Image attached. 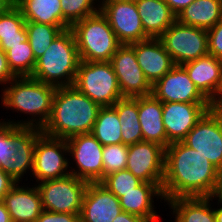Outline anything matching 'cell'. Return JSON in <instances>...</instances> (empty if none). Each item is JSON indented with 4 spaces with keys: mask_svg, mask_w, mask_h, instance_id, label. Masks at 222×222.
I'll use <instances>...</instances> for the list:
<instances>
[{
    "mask_svg": "<svg viewBox=\"0 0 222 222\" xmlns=\"http://www.w3.org/2000/svg\"><path fill=\"white\" fill-rule=\"evenodd\" d=\"M25 27L35 60L41 57L53 40L63 32L59 26L31 21H26Z\"/></svg>",
    "mask_w": 222,
    "mask_h": 222,
    "instance_id": "4dcf8cb0",
    "label": "cell"
},
{
    "mask_svg": "<svg viewBox=\"0 0 222 222\" xmlns=\"http://www.w3.org/2000/svg\"><path fill=\"white\" fill-rule=\"evenodd\" d=\"M17 182L13 180L7 173L0 169V201L3 200L4 195L11 190Z\"/></svg>",
    "mask_w": 222,
    "mask_h": 222,
    "instance_id": "ab89813d",
    "label": "cell"
},
{
    "mask_svg": "<svg viewBox=\"0 0 222 222\" xmlns=\"http://www.w3.org/2000/svg\"><path fill=\"white\" fill-rule=\"evenodd\" d=\"M208 54L222 60V19L207 30Z\"/></svg>",
    "mask_w": 222,
    "mask_h": 222,
    "instance_id": "8d00e7d4",
    "label": "cell"
},
{
    "mask_svg": "<svg viewBox=\"0 0 222 222\" xmlns=\"http://www.w3.org/2000/svg\"><path fill=\"white\" fill-rule=\"evenodd\" d=\"M211 197L222 201V168L218 170L217 184Z\"/></svg>",
    "mask_w": 222,
    "mask_h": 222,
    "instance_id": "ee69618b",
    "label": "cell"
},
{
    "mask_svg": "<svg viewBox=\"0 0 222 222\" xmlns=\"http://www.w3.org/2000/svg\"><path fill=\"white\" fill-rule=\"evenodd\" d=\"M36 222H81L80 214L56 213L43 210Z\"/></svg>",
    "mask_w": 222,
    "mask_h": 222,
    "instance_id": "74e56055",
    "label": "cell"
},
{
    "mask_svg": "<svg viewBox=\"0 0 222 222\" xmlns=\"http://www.w3.org/2000/svg\"><path fill=\"white\" fill-rule=\"evenodd\" d=\"M112 107L117 111L121 122L122 144L131 145L143 141L138 113V97H123Z\"/></svg>",
    "mask_w": 222,
    "mask_h": 222,
    "instance_id": "83f0119b",
    "label": "cell"
},
{
    "mask_svg": "<svg viewBox=\"0 0 222 222\" xmlns=\"http://www.w3.org/2000/svg\"><path fill=\"white\" fill-rule=\"evenodd\" d=\"M56 88V86L43 83L31 76L15 77L1 88L0 105L6 110L26 114L27 119L24 117L25 120L11 118L2 120L1 118L0 122L43 129L51 116Z\"/></svg>",
    "mask_w": 222,
    "mask_h": 222,
    "instance_id": "7a4b0ae2",
    "label": "cell"
},
{
    "mask_svg": "<svg viewBox=\"0 0 222 222\" xmlns=\"http://www.w3.org/2000/svg\"><path fill=\"white\" fill-rule=\"evenodd\" d=\"M213 200L215 201V205L217 203V207H214V214H215V219L216 222H222V201L217 200L213 198ZM219 207V208H218Z\"/></svg>",
    "mask_w": 222,
    "mask_h": 222,
    "instance_id": "bcb514c9",
    "label": "cell"
},
{
    "mask_svg": "<svg viewBox=\"0 0 222 222\" xmlns=\"http://www.w3.org/2000/svg\"><path fill=\"white\" fill-rule=\"evenodd\" d=\"M210 109H212L211 103L162 102L163 124L168 146L183 141Z\"/></svg>",
    "mask_w": 222,
    "mask_h": 222,
    "instance_id": "9a60e30c",
    "label": "cell"
},
{
    "mask_svg": "<svg viewBox=\"0 0 222 222\" xmlns=\"http://www.w3.org/2000/svg\"><path fill=\"white\" fill-rule=\"evenodd\" d=\"M100 108L74 86L57 87L51 116L42 133L65 140L75 135L91 133Z\"/></svg>",
    "mask_w": 222,
    "mask_h": 222,
    "instance_id": "3957f363",
    "label": "cell"
},
{
    "mask_svg": "<svg viewBox=\"0 0 222 222\" xmlns=\"http://www.w3.org/2000/svg\"><path fill=\"white\" fill-rule=\"evenodd\" d=\"M67 145L70 173L88 183L100 182L103 179V145L91 133L72 136L67 139Z\"/></svg>",
    "mask_w": 222,
    "mask_h": 222,
    "instance_id": "30bf717a",
    "label": "cell"
},
{
    "mask_svg": "<svg viewBox=\"0 0 222 222\" xmlns=\"http://www.w3.org/2000/svg\"><path fill=\"white\" fill-rule=\"evenodd\" d=\"M15 77L9 68L6 52L0 48V87L3 88Z\"/></svg>",
    "mask_w": 222,
    "mask_h": 222,
    "instance_id": "f35d334b",
    "label": "cell"
},
{
    "mask_svg": "<svg viewBox=\"0 0 222 222\" xmlns=\"http://www.w3.org/2000/svg\"><path fill=\"white\" fill-rule=\"evenodd\" d=\"M165 203L172 211L171 222H216L213 197H177Z\"/></svg>",
    "mask_w": 222,
    "mask_h": 222,
    "instance_id": "cb8c5ba5",
    "label": "cell"
},
{
    "mask_svg": "<svg viewBox=\"0 0 222 222\" xmlns=\"http://www.w3.org/2000/svg\"><path fill=\"white\" fill-rule=\"evenodd\" d=\"M117 76L123 97H141L152 93V86L141 70L134 49L122 44L109 61Z\"/></svg>",
    "mask_w": 222,
    "mask_h": 222,
    "instance_id": "4fadbf2b",
    "label": "cell"
},
{
    "mask_svg": "<svg viewBox=\"0 0 222 222\" xmlns=\"http://www.w3.org/2000/svg\"><path fill=\"white\" fill-rule=\"evenodd\" d=\"M135 3L144 31L150 38H159L176 21V15L164 0H138Z\"/></svg>",
    "mask_w": 222,
    "mask_h": 222,
    "instance_id": "d4e9b609",
    "label": "cell"
},
{
    "mask_svg": "<svg viewBox=\"0 0 222 222\" xmlns=\"http://www.w3.org/2000/svg\"><path fill=\"white\" fill-rule=\"evenodd\" d=\"M16 153L12 144V125L0 122V169L5 172V163Z\"/></svg>",
    "mask_w": 222,
    "mask_h": 222,
    "instance_id": "d590c367",
    "label": "cell"
},
{
    "mask_svg": "<svg viewBox=\"0 0 222 222\" xmlns=\"http://www.w3.org/2000/svg\"><path fill=\"white\" fill-rule=\"evenodd\" d=\"M70 29L73 31L82 61L109 62L122 45L100 10L77 21Z\"/></svg>",
    "mask_w": 222,
    "mask_h": 222,
    "instance_id": "5b68a950",
    "label": "cell"
},
{
    "mask_svg": "<svg viewBox=\"0 0 222 222\" xmlns=\"http://www.w3.org/2000/svg\"><path fill=\"white\" fill-rule=\"evenodd\" d=\"M44 210L80 214L83 198L88 186V182L69 174L68 176L45 180L35 184Z\"/></svg>",
    "mask_w": 222,
    "mask_h": 222,
    "instance_id": "52a82bcc",
    "label": "cell"
},
{
    "mask_svg": "<svg viewBox=\"0 0 222 222\" xmlns=\"http://www.w3.org/2000/svg\"><path fill=\"white\" fill-rule=\"evenodd\" d=\"M183 142L202 154L220 170L222 168V113L220 110H208Z\"/></svg>",
    "mask_w": 222,
    "mask_h": 222,
    "instance_id": "8fae6325",
    "label": "cell"
},
{
    "mask_svg": "<svg viewBox=\"0 0 222 222\" xmlns=\"http://www.w3.org/2000/svg\"><path fill=\"white\" fill-rule=\"evenodd\" d=\"M26 21L59 26L63 31V14L60 0H14Z\"/></svg>",
    "mask_w": 222,
    "mask_h": 222,
    "instance_id": "4316f807",
    "label": "cell"
},
{
    "mask_svg": "<svg viewBox=\"0 0 222 222\" xmlns=\"http://www.w3.org/2000/svg\"><path fill=\"white\" fill-rule=\"evenodd\" d=\"M79 62L76 40L69 28L36 60L31 77L56 87L73 86Z\"/></svg>",
    "mask_w": 222,
    "mask_h": 222,
    "instance_id": "277c9868",
    "label": "cell"
},
{
    "mask_svg": "<svg viewBox=\"0 0 222 222\" xmlns=\"http://www.w3.org/2000/svg\"><path fill=\"white\" fill-rule=\"evenodd\" d=\"M138 113L143 141L168 147L167 134L163 124L162 102L152 94L138 97Z\"/></svg>",
    "mask_w": 222,
    "mask_h": 222,
    "instance_id": "603a6c76",
    "label": "cell"
},
{
    "mask_svg": "<svg viewBox=\"0 0 222 222\" xmlns=\"http://www.w3.org/2000/svg\"><path fill=\"white\" fill-rule=\"evenodd\" d=\"M0 222H12L10 214L2 200L0 201Z\"/></svg>",
    "mask_w": 222,
    "mask_h": 222,
    "instance_id": "f6af8a7d",
    "label": "cell"
},
{
    "mask_svg": "<svg viewBox=\"0 0 222 222\" xmlns=\"http://www.w3.org/2000/svg\"><path fill=\"white\" fill-rule=\"evenodd\" d=\"M69 150L67 140L41 134L35 144L32 177L37 184L45 180L68 176Z\"/></svg>",
    "mask_w": 222,
    "mask_h": 222,
    "instance_id": "9c48e42d",
    "label": "cell"
},
{
    "mask_svg": "<svg viewBox=\"0 0 222 222\" xmlns=\"http://www.w3.org/2000/svg\"><path fill=\"white\" fill-rule=\"evenodd\" d=\"M113 222H150L148 219L122 211Z\"/></svg>",
    "mask_w": 222,
    "mask_h": 222,
    "instance_id": "b9f144b4",
    "label": "cell"
},
{
    "mask_svg": "<svg viewBox=\"0 0 222 222\" xmlns=\"http://www.w3.org/2000/svg\"><path fill=\"white\" fill-rule=\"evenodd\" d=\"M17 182L3 198L12 222H36L44 210L39 191L34 184ZM27 184V185H25Z\"/></svg>",
    "mask_w": 222,
    "mask_h": 222,
    "instance_id": "ffe728a7",
    "label": "cell"
},
{
    "mask_svg": "<svg viewBox=\"0 0 222 222\" xmlns=\"http://www.w3.org/2000/svg\"><path fill=\"white\" fill-rule=\"evenodd\" d=\"M120 200L103 185L88 183L80 213L81 222H113L122 212Z\"/></svg>",
    "mask_w": 222,
    "mask_h": 222,
    "instance_id": "ac0fdd59",
    "label": "cell"
},
{
    "mask_svg": "<svg viewBox=\"0 0 222 222\" xmlns=\"http://www.w3.org/2000/svg\"><path fill=\"white\" fill-rule=\"evenodd\" d=\"M121 122L112 107H101L91 134L103 146L122 143Z\"/></svg>",
    "mask_w": 222,
    "mask_h": 222,
    "instance_id": "f546056e",
    "label": "cell"
},
{
    "mask_svg": "<svg viewBox=\"0 0 222 222\" xmlns=\"http://www.w3.org/2000/svg\"><path fill=\"white\" fill-rule=\"evenodd\" d=\"M151 94L161 102L210 103L181 65H175L152 85Z\"/></svg>",
    "mask_w": 222,
    "mask_h": 222,
    "instance_id": "2e32d148",
    "label": "cell"
},
{
    "mask_svg": "<svg viewBox=\"0 0 222 222\" xmlns=\"http://www.w3.org/2000/svg\"><path fill=\"white\" fill-rule=\"evenodd\" d=\"M73 86L100 107L113 106L123 98L110 62L80 60Z\"/></svg>",
    "mask_w": 222,
    "mask_h": 222,
    "instance_id": "8992f818",
    "label": "cell"
},
{
    "mask_svg": "<svg viewBox=\"0 0 222 222\" xmlns=\"http://www.w3.org/2000/svg\"><path fill=\"white\" fill-rule=\"evenodd\" d=\"M170 10L177 16L178 13L195 0H164Z\"/></svg>",
    "mask_w": 222,
    "mask_h": 222,
    "instance_id": "60d3db41",
    "label": "cell"
},
{
    "mask_svg": "<svg viewBox=\"0 0 222 222\" xmlns=\"http://www.w3.org/2000/svg\"><path fill=\"white\" fill-rule=\"evenodd\" d=\"M14 5V0H0V15Z\"/></svg>",
    "mask_w": 222,
    "mask_h": 222,
    "instance_id": "7dc6e473",
    "label": "cell"
},
{
    "mask_svg": "<svg viewBox=\"0 0 222 222\" xmlns=\"http://www.w3.org/2000/svg\"><path fill=\"white\" fill-rule=\"evenodd\" d=\"M6 57L9 68L16 77L32 75L36 60L28 41L10 46L6 51Z\"/></svg>",
    "mask_w": 222,
    "mask_h": 222,
    "instance_id": "1f68e13d",
    "label": "cell"
},
{
    "mask_svg": "<svg viewBox=\"0 0 222 222\" xmlns=\"http://www.w3.org/2000/svg\"><path fill=\"white\" fill-rule=\"evenodd\" d=\"M121 1L136 2L138 0H121Z\"/></svg>",
    "mask_w": 222,
    "mask_h": 222,
    "instance_id": "c3c4849f",
    "label": "cell"
},
{
    "mask_svg": "<svg viewBox=\"0 0 222 222\" xmlns=\"http://www.w3.org/2000/svg\"><path fill=\"white\" fill-rule=\"evenodd\" d=\"M129 45L134 49L137 62L151 86L175 66L159 38H148Z\"/></svg>",
    "mask_w": 222,
    "mask_h": 222,
    "instance_id": "d6986e66",
    "label": "cell"
},
{
    "mask_svg": "<svg viewBox=\"0 0 222 222\" xmlns=\"http://www.w3.org/2000/svg\"><path fill=\"white\" fill-rule=\"evenodd\" d=\"M25 24L26 20L15 4L0 15V48L6 52L10 46L28 41Z\"/></svg>",
    "mask_w": 222,
    "mask_h": 222,
    "instance_id": "f1b7e54d",
    "label": "cell"
},
{
    "mask_svg": "<svg viewBox=\"0 0 222 222\" xmlns=\"http://www.w3.org/2000/svg\"><path fill=\"white\" fill-rule=\"evenodd\" d=\"M103 178L108 174L125 170L128 159V145L119 143L103 146Z\"/></svg>",
    "mask_w": 222,
    "mask_h": 222,
    "instance_id": "e575fe53",
    "label": "cell"
},
{
    "mask_svg": "<svg viewBox=\"0 0 222 222\" xmlns=\"http://www.w3.org/2000/svg\"><path fill=\"white\" fill-rule=\"evenodd\" d=\"M126 170L143 182L163 183L165 148L148 141L128 145Z\"/></svg>",
    "mask_w": 222,
    "mask_h": 222,
    "instance_id": "5bb4252c",
    "label": "cell"
},
{
    "mask_svg": "<svg viewBox=\"0 0 222 222\" xmlns=\"http://www.w3.org/2000/svg\"><path fill=\"white\" fill-rule=\"evenodd\" d=\"M218 169L202 154L183 141L165 149V172L162 192L165 201L177 197H211Z\"/></svg>",
    "mask_w": 222,
    "mask_h": 222,
    "instance_id": "6da1fadb",
    "label": "cell"
},
{
    "mask_svg": "<svg viewBox=\"0 0 222 222\" xmlns=\"http://www.w3.org/2000/svg\"><path fill=\"white\" fill-rule=\"evenodd\" d=\"M142 182L143 181L135 177L130 171L125 169L104 176L99 183L120 199L122 193L132 191Z\"/></svg>",
    "mask_w": 222,
    "mask_h": 222,
    "instance_id": "836d02e7",
    "label": "cell"
},
{
    "mask_svg": "<svg viewBox=\"0 0 222 222\" xmlns=\"http://www.w3.org/2000/svg\"><path fill=\"white\" fill-rule=\"evenodd\" d=\"M222 19V0H195L181 10L176 20L202 29L214 27Z\"/></svg>",
    "mask_w": 222,
    "mask_h": 222,
    "instance_id": "484cf974",
    "label": "cell"
},
{
    "mask_svg": "<svg viewBox=\"0 0 222 222\" xmlns=\"http://www.w3.org/2000/svg\"><path fill=\"white\" fill-rule=\"evenodd\" d=\"M212 109H219L222 107V72H221V81L220 85L216 91L215 96L210 100Z\"/></svg>",
    "mask_w": 222,
    "mask_h": 222,
    "instance_id": "7bdbcfd3",
    "label": "cell"
},
{
    "mask_svg": "<svg viewBox=\"0 0 222 222\" xmlns=\"http://www.w3.org/2000/svg\"><path fill=\"white\" fill-rule=\"evenodd\" d=\"M157 198V199H156ZM163 201L162 183L142 182L128 193H122L120 205L123 211L148 219L150 222H161L160 215L155 210L154 200ZM161 199V200H159Z\"/></svg>",
    "mask_w": 222,
    "mask_h": 222,
    "instance_id": "44dd1931",
    "label": "cell"
},
{
    "mask_svg": "<svg viewBox=\"0 0 222 222\" xmlns=\"http://www.w3.org/2000/svg\"><path fill=\"white\" fill-rule=\"evenodd\" d=\"M99 10L121 44H132L150 38L144 31L135 2L100 0Z\"/></svg>",
    "mask_w": 222,
    "mask_h": 222,
    "instance_id": "7c38bea8",
    "label": "cell"
},
{
    "mask_svg": "<svg viewBox=\"0 0 222 222\" xmlns=\"http://www.w3.org/2000/svg\"><path fill=\"white\" fill-rule=\"evenodd\" d=\"M41 134L42 129L36 127L12 125V144L16 153L5 163V173L16 182H25L29 175L31 177L35 144Z\"/></svg>",
    "mask_w": 222,
    "mask_h": 222,
    "instance_id": "e0dca14e",
    "label": "cell"
},
{
    "mask_svg": "<svg viewBox=\"0 0 222 222\" xmlns=\"http://www.w3.org/2000/svg\"><path fill=\"white\" fill-rule=\"evenodd\" d=\"M60 2L63 25L67 29L77 21L96 14L100 8V0H60Z\"/></svg>",
    "mask_w": 222,
    "mask_h": 222,
    "instance_id": "d6a6232c",
    "label": "cell"
},
{
    "mask_svg": "<svg viewBox=\"0 0 222 222\" xmlns=\"http://www.w3.org/2000/svg\"><path fill=\"white\" fill-rule=\"evenodd\" d=\"M181 66L199 91L210 101L220 85L222 60L207 54Z\"/></svg>",
    "mask_w": 222,
    "mask_h": 222,
    "instance_id": "7402d4cb",
    "label": "cell"
},
{
    "mask_svg": "<svg viewBox=\"0 0 222 222\" xmlns=\"http://www.w3.org/2000/svg\"><path fill=\"white\" fill-rule=\"evenodd\" d=\"M159 39L175 65H182L208 54L207 30L187 26L177 20Z\"/></svg>",
    "mask_w": 222,
    "mask_h": 222,
    "instance_id": "ba28073f",
    "label": "cell"
}]
</instances>
